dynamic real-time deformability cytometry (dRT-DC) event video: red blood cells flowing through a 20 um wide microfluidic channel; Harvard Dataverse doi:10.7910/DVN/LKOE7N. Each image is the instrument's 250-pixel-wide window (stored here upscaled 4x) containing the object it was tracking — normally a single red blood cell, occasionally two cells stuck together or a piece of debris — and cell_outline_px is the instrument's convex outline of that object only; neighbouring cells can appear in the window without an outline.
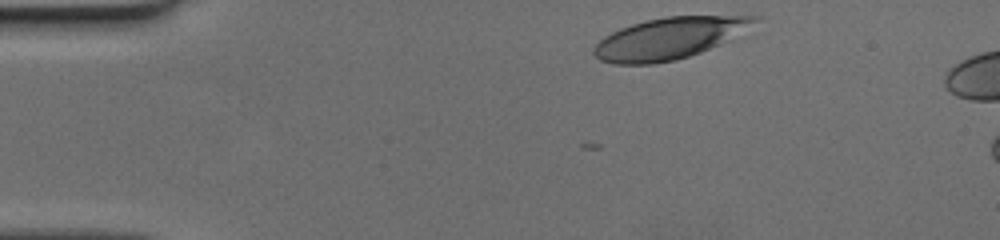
{"species": "human", "species_latin": "Homo sapiens", "temperature_condition": "cold", "stored_images_in_passage": 45, "camera_frame_rate_fps": 3000, "um_per_image_px": 0.085, "donor": {"sex": "female"}, "frame": {"image": 1, "passage_image": 1, "time_ms": 0.0, "image_size_px": [1000, 240], "cell_outline_px": [[760, 16], [756, 20], [716, 44], [700, 52], [676, 60], [652, 64], [612, 64], [600, 60], [592, 52], [592, 48], [604, 36], [620, 28], [644, 20], [668, 16]], "centroid_in_image_um": [56.68, 3.27], "position_along_channel_um": 28.3, "area_um2": 37.63}}
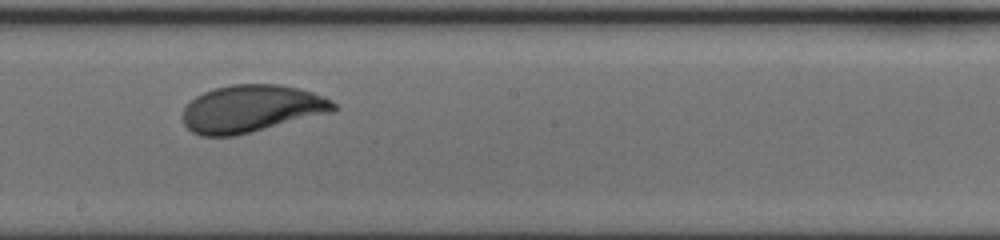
{"frame": {"image": 2, "passage_image": 22, "time_ms": 7.0, "image_size_px": [1000, 240], "cell_outline_px": [[340, 108], [332, 112], [236, 136], [200, 136], [192, 132], [184, 124], [184, 108], [196, 96], [212, 88], [232, 84], [280, 84], [300, 88], [324, 96], [332, 100]], "centroid_in_image_um": [21.41, 9.23], "position_along_channel_um": 226.8, "area_um2": 41.79}}
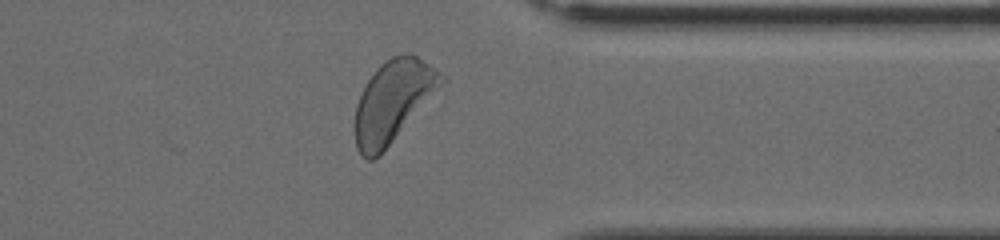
{"frame": {"image": 3, "passage_image": 34, "time_ms": 11.0, "image_size_px": [1000, 240], "cell_outline_px": [[448, 80], [380, 156], [372, 160], [368, 160], [356, 148], [356, 104], [368, 80], [376, 68], [380, 64], [392, 56], [416, 56], [448, 76]], "centroid_in_image_um": [33.45, 8.62], "position_along_channel_um": 377.9, "area_um2": 40.75}}